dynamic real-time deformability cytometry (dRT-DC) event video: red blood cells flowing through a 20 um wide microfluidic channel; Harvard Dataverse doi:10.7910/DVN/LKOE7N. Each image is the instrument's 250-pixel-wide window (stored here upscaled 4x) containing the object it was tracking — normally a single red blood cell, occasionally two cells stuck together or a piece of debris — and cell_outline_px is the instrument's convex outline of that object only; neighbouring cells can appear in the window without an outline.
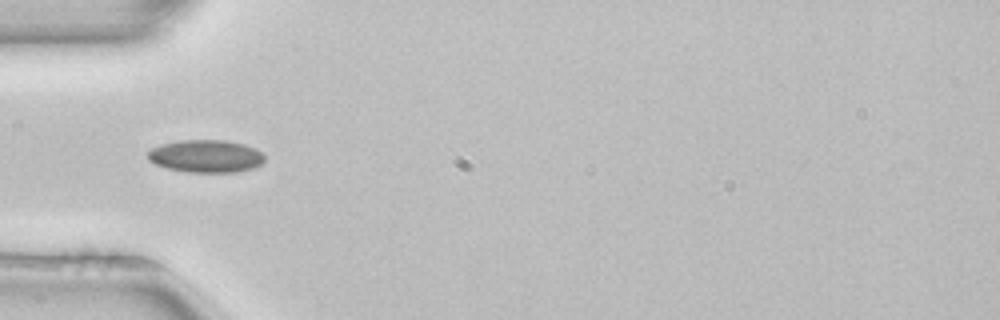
{"species": "common noctule bat (a hibernating species)", "species_latin": "Nyctalus noctula", "temperature_condition": "room temperature", "stored_images_in_passage": 26, "camera_frame_rate_fps": 3000, "um_per_image_px": 0.085, "animal": {"sex": "female", "body_mass_g": 22.7, "forearm_length_mm": 54.2}, "frame": {"image": 1, "passage_image": 5, "time_ms": 1.333, "image_size_px": [1000, 320], "cell_outline_px": [[264, 160], [260, 164], [252, 168], [236, 172], [188, 172], [168, 168], [156, 164], [148, 160], [148, 152], [152, 148], [160, 144], [180, 140], [224, 140], [244, 144], [256, 148], [264, 156]], "centroid_in_image_um": [17.49, 13.27], "position_along_channel_um": 67.5, "area_um2": 22.14}}